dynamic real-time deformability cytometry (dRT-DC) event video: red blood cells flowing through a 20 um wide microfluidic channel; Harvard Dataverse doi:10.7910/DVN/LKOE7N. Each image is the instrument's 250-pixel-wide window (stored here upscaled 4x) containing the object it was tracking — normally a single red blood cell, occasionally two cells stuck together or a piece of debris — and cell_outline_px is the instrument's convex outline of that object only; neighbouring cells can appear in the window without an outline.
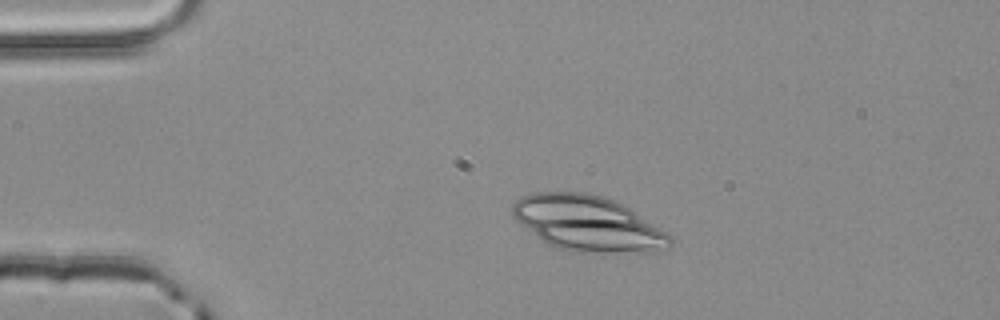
{"species": "common noctule bat (a hibernating species)", "species_latin": "Nyctalus noctula", "temperature_condition": "room temperature", "stored_images_in_passage": 4, "camera_frame_rate_fps": 3000, "um_per_image_px": 0.085, "animal": {"sex": "male", "body_mass_g": 20.4}, "frame": {"image": 1, "passage_image": 2, "time_ms": 0.333, "image_size_px": [1000, 320], "cell_outline_px": [[672, 244], [668, 248], [648, 252], [572, 252], [556, 248], [548, 244], [536, 236], [520, 224], [512, 216], [512, 204], [520, 196], [532, 192], [588, 192], [604, 196], [628, 208], [668, 232], [672, 236]], "centroid_in_image_um": [49.94, 18.99], "position_along_channel_um": 35.1, "area_um2": 50.98}}